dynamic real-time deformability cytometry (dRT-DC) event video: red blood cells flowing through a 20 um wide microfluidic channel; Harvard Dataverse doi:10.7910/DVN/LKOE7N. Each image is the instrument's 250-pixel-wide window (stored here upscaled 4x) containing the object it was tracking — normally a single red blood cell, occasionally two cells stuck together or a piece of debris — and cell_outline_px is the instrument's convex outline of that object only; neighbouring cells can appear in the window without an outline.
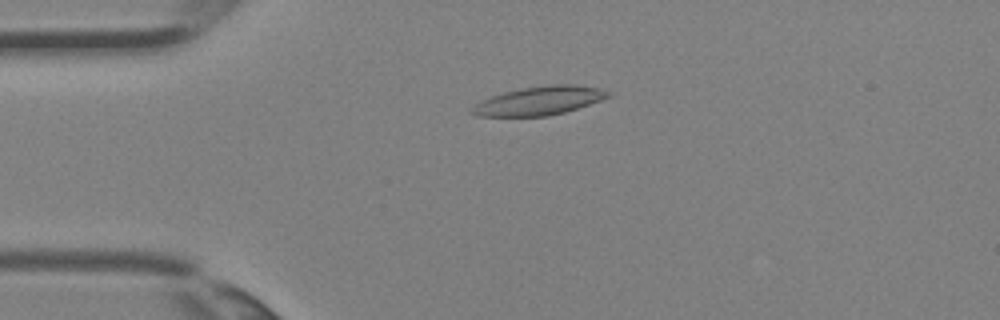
{"species": "Egyptian fruit bat (a non-hibernating species)", "species_latin": "Rousettus aegyptiacus", "temperature_condition": "room temperature", "stored_images_in_passage": 2, "camera_frame_rate_fps": 3000, "um_per_image_px": 0.085, "animal": {"sex": "female"}, "frame": {"image": 1, "passage_image": 2, "time_ms": 0.333, "image_size_px": [1000, 320], "cell_outline_px": [[612, 96], [564, 112], [548, 116], [476, 116], [468, 112], [476, 104], [492, 96], [504, 92], [524, 88], [552, 84], [572, 84], [600, 88], [612, 92]], "centroid_in_image_um": [45.86, 8.56], "position_along_channel_um": 39.1, "area_um2": 22.48}}